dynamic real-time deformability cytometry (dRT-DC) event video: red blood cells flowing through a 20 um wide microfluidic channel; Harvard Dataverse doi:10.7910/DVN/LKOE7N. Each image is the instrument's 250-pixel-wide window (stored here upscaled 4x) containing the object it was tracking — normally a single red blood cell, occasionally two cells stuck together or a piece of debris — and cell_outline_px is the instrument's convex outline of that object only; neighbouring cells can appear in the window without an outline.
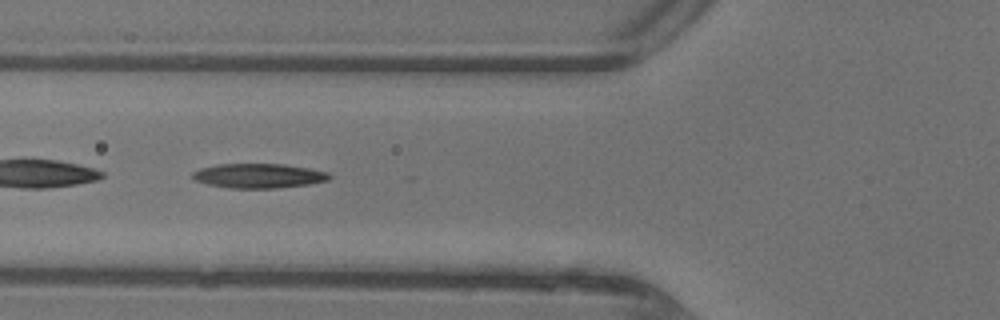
{"species": "common noctule bat (a hibernating species)", "species_latin": "Nyctalus noctula", "temperature_condition": "warm", "stored_images_in_passage": 32, "camera_frame_rate_fps": 3000, "um_per_image_px": 0.085, "animal": {"sex": "female"}, "frame": {"image": 1, "passage_image": 3, "time_ms": 0.667, "image_size_px": [1000, 320], "cell_outline_px": [[332, 176], [328, 180], [308, 184], [276, 188], [228, 188], [208, 184], [196, 180], [192, 176], [192, 172], [200, 168], [220, 164], [284, 164], [308, 168], [328, 172]], "centroid_in_image_um": [21.99, 14.94], "position_along_channel_um": 103.8, "area_um2": 19.42}}
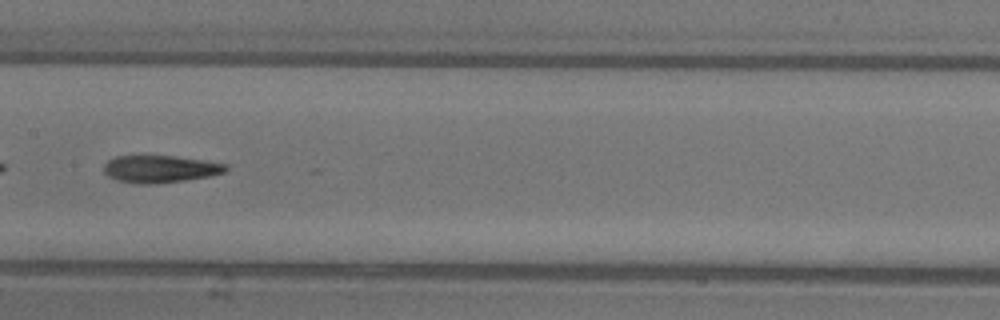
{"frame": {"image": 2, "passage_image": 9, "time_ms": 2.667, "image_size_px": [1000, 320], "cell_outline_px": [[228, 168], [224, 172], [208, 176], [184, 180], [156, 184], [140, 184], [116, 180], [108, 176], [104, 172], [104, 164], [108, 160], [116, 156], [176, 156], [204, 160], [228, 164]], "centroid_in_image_um": [13.6, 14.36], "position_along_channel_um": 193.8, "area_um2": 19.36}}
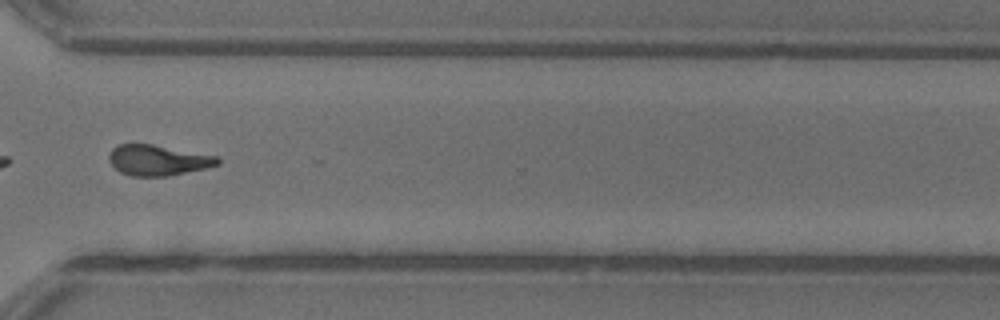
{"frame": {"image": 3, "passage_image": 20, "time_ms": 6.333, "image_size_px": [1000, 320], "cell_outline_px": [[220, 164], [204, 168], [168, 176], [132, 176], [120, 172], [108, 160], [108, 156], [112, 148], [120, 144], [152, 144], [220, 156]], "centroid_in_image_um": [13.44, 13.61], "position_along_channel_um": 357.2, "area_um2": 19.36}}